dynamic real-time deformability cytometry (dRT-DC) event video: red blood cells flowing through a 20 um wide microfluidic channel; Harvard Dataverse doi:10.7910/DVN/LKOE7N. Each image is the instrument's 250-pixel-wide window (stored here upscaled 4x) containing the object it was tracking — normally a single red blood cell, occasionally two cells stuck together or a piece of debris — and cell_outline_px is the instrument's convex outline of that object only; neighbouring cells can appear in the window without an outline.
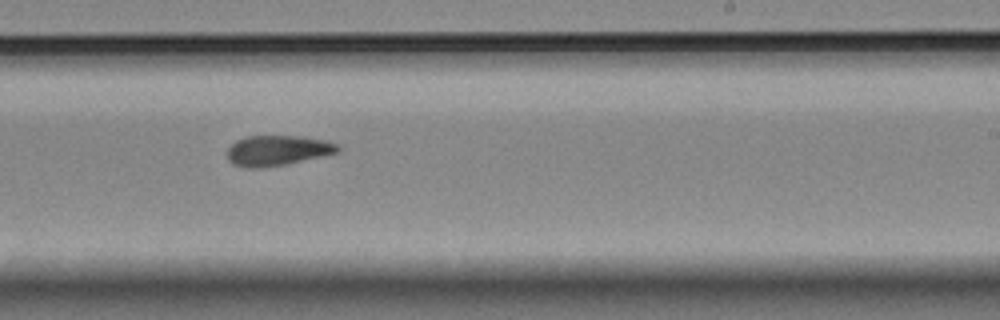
{"species": "Egyptian fruit bat (a non-hibernating species)", "species_latin": "Rousettus aegyptiacus", "temperature_condition": "room temperature", "stored_images_in_passage": 12, "camera_frame_rate_fps": 3000, "um_per_image_px": 0.085, "animal": {"sex": "female"}, "frame": {"image": 1, "passage_image": 10, "time_ms": 11.0, "image_size_px": [1000, 320], "cell_outline_px": [[340, 152], [288, 164], [260, 168], [244, 168], [232, 164], [228, 160], [228, 148], [236, 140], [244, 136], [300, 136], [324, 140], [340, 144]], "centroid_in_image_um": [23.59, 12.8], "position_along_channel_um": 265.4, "area_um2": 19.77}}